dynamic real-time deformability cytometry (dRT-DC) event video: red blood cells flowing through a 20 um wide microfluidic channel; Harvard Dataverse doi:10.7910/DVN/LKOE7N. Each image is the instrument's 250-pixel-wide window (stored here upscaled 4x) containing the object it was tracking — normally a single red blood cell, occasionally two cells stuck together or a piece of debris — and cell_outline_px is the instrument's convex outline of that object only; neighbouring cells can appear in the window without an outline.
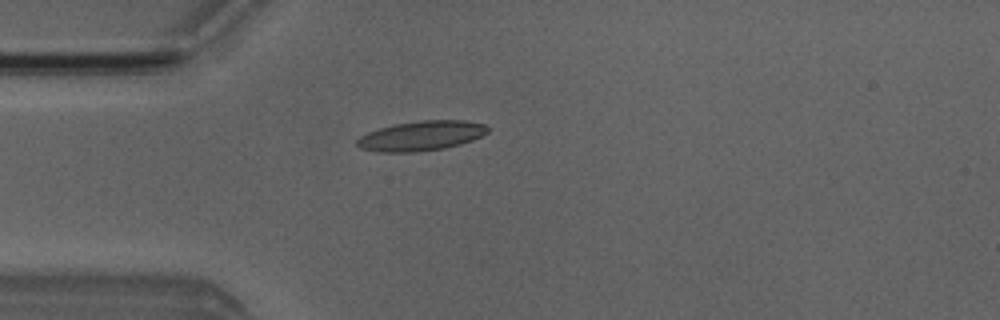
{"species": "Egyptian fruit bat (a non-hibernating species)", "species_latin": "Rousettus aegyptiacus", "temperature_condition": "room temperature", "stored_images_in_passage": 4, "camera_frame_rate_fps": 3000, "um_per_image_px": 0.085, "animal": {"sex": "male"}, "frame": {"image": 1, "passage_image": 3, "time_ms": 2.333, "image_size_px": [1000, 320], "cell_outline_px": [[488, 132], [472, 140], [460, 144], [444, 148], [416, 152], [376, 152], [360, 148], [356, 144], [356, 140], [360, 136], [368, 132], [380, 128], [396, 124], [420, 120], [464, 120], [484, 124], [488, 128]], "centroid_in_image_um": [35.78, 11.55], "position_along_channel_um": 49.2, "area_um2": 22.6}}